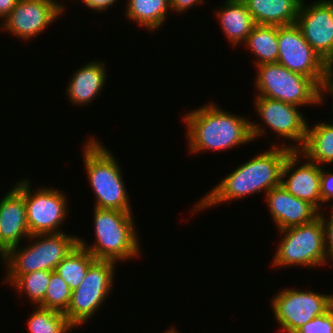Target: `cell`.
I'll return each mask as SVG.
<instances>
[{"mask_svg": "<svg viewBox=\"0 0 333 333\" xmlns=\"http://www.w3.org/2000/svg\"><path fill=\"white\" fill-rule=\"evenodd\" d=\"M271 147L222 178L216 187L198 203L196 202L192 212L202 211L206 207L234 201L260 191L267 193L273 187L280 185L282 166L291 150L284 144L280 147L273 144Z\"/></svg>", "mask_w": 333, "mask_h": 333, "instance_id": "6da1fadb", "label": "cell"}, {"mask_svg": "<svg viewBox=\"0 0 333 333\" xmlns=\"http://www.w3.org/2000/svg\"><path fill=\"white\" fill-rule=\"evenodd\" d=\"M223 111L215 104L191 110L183 118L190 153L224 151L252 142L250 120Z\"/></svg>", "mask_w": 333, "mask_h": 333, "instance_id": "7a4b0ae2", "label": "cell"}, {"mask_svg": "<svg viewBox=\"0 0 333 333\" xmlns=\"http://www.w3.org/2000/svg\"><path fill=\"white\" fill-rule=\"evenodd\" d=\"M93 210L95 243L86 245L79 237V245L96 260L117 262L137 258L140 244L132 212L97 207Z\"/></svg>", "mask_w": 333, "mask_h": 333, "instance_id": "3957f363", "label": "cell"}, {"mask_svg": "<svg viewBox=\"0 0 333 333\" xmlns=\"http://www.w3.org/2000/svg\"><path fill=\"white\" fill-rule=\"evenodd\" d=\"M99 142L89 137L83 147L87 177L96 196L94 206L132 212L122 169L114 154Z\"/></svg>", "mask_w": 333, "mask_h": 333, "instance_id": "277c9868", "label": "cell"}, {"mask_svg": "<svg viewBox=\"0 0 333 333\" xmlns=\"http://www.w3.org/2000/svg\"><path fill=\"white\" fill-rule=\"evenodd\" d=\"M28 240L26 247L18 245L2 257L7 267L5 283L11 285L20 275L35 271H55L57 265L79 244V236L65 232L31 235Z\"/></svg>", "mask_w": 333, "mask_h": 333, "instance_id": "5b68a950", "label": "cell"}, {"mask_svg": "<svg viewBox=\"0 0 333 333\" xmlns=\"http://www.w3.org/2000/svg\"><path fill=\"white\" fill-rule=\"evenodd\" d=\"M284 237L272 260L273 267H319L327 264L324 226L318 216L313 221L279 230Z\"/></svg>", "mask_w": 333, "mask_h": 333, "instance_id": "8992f818", "label": "cell"}, {"mask_svg": "<svg viewBox=\"0 0 333 333\" xmlns=\"http://www.w3.org/2000/svg\"><path fill=\"white\" fill-rule=\"evenodd\" d=\"M257 67V96L300 106L318 104V85L309 77L295 73L278 63Z\"/></svg>", "mask_w": 333, "mask_h": 333, "instance_id": "52a82bcc", "label": "cell"}, {"mask_svg": "<svg viewBox=\"0 0 333 333\" xmlns=\"http://www.w3.org/2000/svg\"><path fill=\"white\" fill-rule=\"evenodd\" d=\"M115 264L110 260H95L81 284L72 291L70 305L64 314L74 328L89 321L108 299L113 290Z\"/></svg>", "mask_w": 333, "mask_h": 333, "instance_id": "ba28073f", "label": "cell"}, {"mask_svg": "<svg viewBox=\"0 0 333 333\" xmlns=\"http://www.w3.org/2000/svg\"><path fill=\"white\" fill-rule=\"evenodd\" d=\"M254 105L256 112L260 115L264 125L250 121V131L253 141L257 137L266 134L264 130L266 125L273 130L277 136L283 137L295 142V145L287 144L291 151H299L304 144L307 134V121L298 110V106L285 103L280 100L270 99L264 96H255ZM297 143V144H296Z\"/></svg>", "mask_w": 333, "mask_h": 333, "instance_id": "9c48e42d", "label": "cell"}, {"mask_svg": "<svg viewBox=\"0 0 333 333\" xmlns=\"http://www.w3.org/2000/svg\"><path fill=\"white\" fill-rule=\"evenodd\" d=\"M274 316L282 332L295 333L308 321L326 313L333 306V294L282 289L271 299Z\"/></svg>", "mask_w": 333, "mask_h": 333, "instance_id": "30bf717a", "label": "cell"}, {"mask_svg": "<svg viewBox=\"0 0 333 333\" xmlns=\"http://www.w3.org/2000/svg\"><path fill=\"white\" fill-rule=\"evenodd\" d=\"M278 44L277 63L292 72L311 78L317 85L331 68L304 39L296 23L278 26Z\"/></svg>", "mask_w": 333, "mask_h": 333, "instance_id": "8fae6325", "label": "cell"}, {"mask_svg": "<svg viewBox=\"0 0 333 333\" xmlns=\"http://www.w3.org/2000/svg\"><path fill=\"white\" fill-rule=\"evenodd\" d=\"M30 181L24 179V203L30 235L60 233L68 217L67 196L52 187L31 192Z\"/></svg>", "mask_w": 333, "mask_h": 333, "instance_id": "7c38bea8", "label": "cell"}, {"mask_svg": "<svg viewBox=\"0 0 333 333\" xmlns=\"http://www.w3.org/2000/svg\"><path fill=\"white\" fill-rule=\"evenodd\" d=\"M56 0H18L11 13L2 20L1 28L21 40H29L46 30L62 16L64 5Z\"/></svg>", "mask_w": 333, "mask_h": 333, "instance_id": "4fadbf2b", "label": "cell"}, {"mask_svg": "<svg viewBox=\"0 0 333 333\" xmlns=\"http://www.w3.org/2000/svg\"><path fill=\"white\" fill-rule=\"evenodd\" d=\"M296 24L310 46L333 67V0H318L307 6L302 0Z\"/></svg>", "mask_w": 333, "mask_h": 333, "instance_id": "5bb4252c", "label": "cell"}, {"mask_svg": "<svg viewBox=\"0 0 333 333\" xmlns=\"http://www.w3.org/2000/svg\"><path fill=\"white\" fill-rule=\"evenodd\" d=\"M300 157L302 154L299 151H291L287 155L281 170V184L294 197L307 201L320 212L321 166L308 159L299 165Z\"/></svg>", "mask_w": 333, "mask_h": 333, "instance_id": "9a60e30c", "label": "cell"}, {"mask_svg": "<svg viewBox=\"0 0 333 333\" xmlns=\"http://www.w3.org/2000/svg\"><path fill=\"white\" fill-rule=\"evenodd\" d=\"M24 203V179L0 200V258L30 237Z\"/></svg>", "mask_w": 333, "mask_h": 333, "instance_id": "2e32d148", "label": "cell"}, {"mask_svg": "<svg viewBox=\"0 0 333 333\" xmlns=\"http://www.w3.org/2000/svg\"><path fill=\"white\" fill-rule=\"evenodd\" d=\"M267 208L279 230L309 223L319 211L307 201L294 197L282 184L266 193Z\"/></svg>", "mask_w": 333, "mask_h": 333, "instance_id": "e0dca14e", "label": "cell"}, {"mask_svg": "<svg viewBox=\"0 0 333 333\" xmlns=\"http://www.w3.org/2000/svg\"><path fill=\"white\" fill-rule=\"evenodd\" d=\"M105 69L104 62L100 63L95 60L78 68L73 73L66 89L67 98L72 104L81 106L92 103L95 97L102 92L105 85L107 79Z\"/></svg>", "mask_w": 333, "mask_h": 333, "instance_id": "ac0fdd59", "label": "cell"}, {"mask_svg": "<svg viewBox=\"0 0 333 333\" xmlns=\"http://www.w3.org/2000/svg\"><path fill=\"white\" fill-rule=\"evenodd\" d=\"M224 2V5L216 10L220 27H222L226 39L228 38L234 47L241 42L243 45L256 25L255 21L243 0H226Z\"/></svg>", "mask_w": 333, "mask_h": 333, "instance_id": "d6986e66", "label": "cell"}, {"mask_svg": "<svg viewBox=\"0 0 333 333\" xmlns=\"http://www.w3.org/2000/svg\"><path fill=\"white\" fill-rule=\"evenodd\" d=\"M255 24L285 26L295 24L302 0H243Z\"/></svg>", "mask_w": 333, "mask_h": 333, "instance_id": "ffe728a7", "label": "cell"}, {"mask_svg": "<svg viewBox=\"0 0 333 333\" xmlns=\"http://www.w3.org/2000/svg\"><path fill=\"white\" fill-rule=\"evenodd\" d=\"M302 157L320 166L321 163L333 162V123L317 122L316 125H307V134L303 146L299 150Z\"/></svg>", "mask_w": 333, "mask_h": 333, "instance_id": "44dd1931", "label": "cell"}, {"mask_svg": "<svg viewBox=\"0 0 333 333\" xmlns=\"http://www.w3.org/2000/svg\"><path fill=\"white\" fill-rule=\"evenodd\" d=\"M243 44L258 58H255V67L277 63L279 55L278 26L256 24Z\"/></svg>", "mask_w": 333, "mask_h": 333, "instance_id": "7402d4cb", "label": "cell"}, {"mask_svg": "<svg viewBox=\"0 0 333 333\" xmlns=\"http://www.w3.org/2000/svg\"><path fill=\"white\" fill-rule=\"evenodd\" d=\"M126 17L150 31H156L166 19L170 0H127Z\"/></svg>", "mask_w": 333, "mask_h": 333, "instance_id": "603a6c76", "label": "cell"}, {"mask_svg": "<svg viewBox=\"0 0 333 333\" xmlns=\"http://www.w3.org/2000/svg\"><path fill=\"white\" fill-rule=\"evenodd\" d=\"M96 259L79 244L56 267L55 272L73 291L83 281L89 266Z\"/></svg>", "mask_w": 333, "mask_h": 333, "instance_id": "cb8c5ba5", "label": "cell"}, {"mask_svg": "<svg viewBox=\"0 0 333 333\" xmlns=\"http://www.w3.org/2000/svg\"><path fill=\"white\" fill-rule=\"evenodd\" d=\"M27 319L29 333H69L73 326L63 312L37 306Z\"/></svg>", "mask_w": 333, "mask_h": 333, "instance_id": "d4e9b609", "label": "cell"}, {"mask_svg": "<svg viewBox=\"0 0 333 333\" xmlns=\"http://www.w3.org/2000/svg\"><path fill=\"white\" fill-rule=\"evenodd\" d=\"M52 272L41 270L20 275L12 283V288L15 287L20 294L24 293L25 295L26 293V297L33 302L32 304L39 306L45 299Z\"/></svg>", "mask_w": 333, "mask_h": 333, "instance_id": "484cf974", "label": "cell"}, {"mask_svg": "<svg viewBox=\"0 0 333 333\" xmlns=\"http://www.w3.org/2000/svg\"><path fill=\"white\" fill-rule=\"evenodd\" d=\"M72 298V290L67 283L55 272L51 273L48 289L41 307L65 313Z\"/></svg>", "mask_w": 333, "mask_h": 333, "instance_id": "4316f807", "label": "cell"}, {"mask_svg": "<svg viewBox=\"0 0 333 333\" xmlns=\"http://www.w3.org/2000/svg\"><path fill=\"white\" fill-rule=\"evenodd\" d=\"M295 333H333V306L323 315L308 321Z\"/></svg>", "mask_w": 333, "mask_h": 333, "instance_id": "83f0119b", "label": "cell"}, {"mask_svg": "<svg viewBox=\"0 0 333 333\" xmlns=\"http://www.w3.org/2000/svg\"><path fill=\"white\" fill-rule=\"evenodd\" d=\"M330 218L326 219L324 213H319L324 226L325 249L327 260L333 261V207L331 208ZM325 217V218H324Z\"/></svg>", "mask_w": 333, "mask_h": 333, "instance_id": "f1b7e54d", "label": "cell"}, {"mask_svg": "<svg viewBox=\"0 0 333 333\" xmlns=\"http://www.w3.org/2000/svg\"><path fill=\"white\" fill-rule=\"evenodd\" d=\"M322 168L321 166L320 195L321 203H325L333 199V173Z\"/></svg>", "mask_w": 333, "mask_h": 333, "instance_id": "f546056e", "label": "cell"}, {"mask_svg": "<svg viewBox=\"0 0 333 333\" xmlns=\"http://www.w3.org/2000/svg\"><path fill=\"white\" fill-rule=\"evenodd\" d=\"M328 91L330 92L329 94L332 96V101H333V67H331L324 78L321 80V82L318 85V103L320 104L321 102L323 103V96L324 92ZM333 105V102H332ZM333 109V106H332ZM333 112V111H332ZM333 120V118H332ZM333 123V121H332Z\"/></svg>", "mask_w": 333, "mask_h": 333, "instance_id": "4dcf8cb0", "label": "cell"}, {"mask_svg": "<svg viewBox=\"0 0 333 333\" xmlns=\"http://www.w3.org/2000/svg\"><path fill=\"white\" fill-rule=\"evenodd\" d=\"M204 0H170V10L182 13L192 8L195 4H203Z\"/></svg>", "mask_w": 333, "mask_h": 333, "instance_id": "1f68e13d", "label": "cell"}, {"mask_svg": "<svg viewBox=\"0 0 333 333\" xmlns=\"http://www.w3.org/2000/svg\"><path fill=\"white\" fill-rule=\"evenodd\" d=\"M84 2L85 6L94 12L98 11H106L109 6L114 5L117 3V0H81Z\"/></svg>", "mask_w": 333, "mask_h": 333, "instance_id": "d6a6232c", "label": "cell"}, {"mask_svg": "<svg viewBox=\"0 0 333 333\" xmlns=\"http://www.w3.org/2000/svg\"><path fill=\"white\" fill-rule=\"evenodd\" d=\"M18 0H0V19H5L17 4Z\"/></svg>", "mask_w": 333, "mask_h": 333, "instance_id": "836d02e7", "label": "cell"}, {"mask_svg": "<svg viewBox=\"0 0 333 333\" xmlns=\"http://www.w3.org/2000/svg\"><path fill=\"white\" fill-rule=\"evenodd\" d=\"M164 333H178V331H176V329L175 328H170V329H168L166 332H164Z\"/></svg>", "mask_w": 333, "mask_h": 333, "instance_id": "e575fe53", "label": "cell"}]
</instances>
